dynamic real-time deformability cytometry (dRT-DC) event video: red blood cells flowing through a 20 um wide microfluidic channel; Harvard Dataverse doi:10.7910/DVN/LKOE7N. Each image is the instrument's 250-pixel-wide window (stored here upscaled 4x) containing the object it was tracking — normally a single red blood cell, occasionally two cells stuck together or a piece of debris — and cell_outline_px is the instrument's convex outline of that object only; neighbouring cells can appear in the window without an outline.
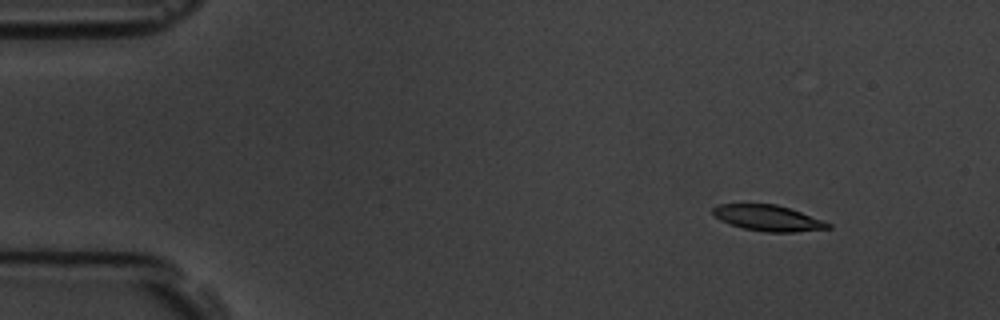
{"species": "common noctule bat (a hibernating species)", "species_latin": "Nyctalus noctula", "temperature_condition": "room temperature", "stored_images_in_passage": 5, "camera_frame_rate_fps": 3000, "um_per_image_px": 0.085, "animal": {"sex": "male", "body_mass_g": 19.5, "forearm_length_mm": 54.6}, "frame": {"image": 1, "passage_image": 2, "time_ms": 1.333, "image_size_px": [1000, 320], "cell_outline_px": [[832, 228], [796, 232], [764, 232], [744, 228], [720, 220], [712, 212], [712, 208], [720, 204], [776, 204], [824, 220], [832, 224]], "centroid_in_image_um": [65.32, 18.54], "position_along_channel_um": 19.7, "area_um2": 17.22}}
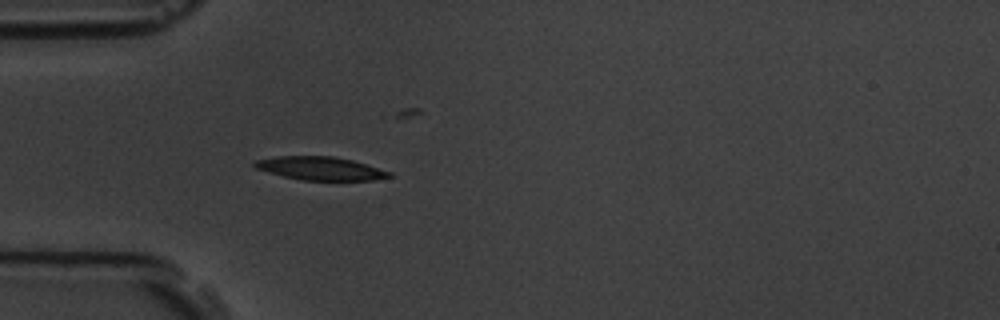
{"frame": {"image": 2, "passage_image": 5, "time_ms": 4.667, "image_size_px": [1000, 320], "cell_outline_px": [[392, 176], [372, 180], [300, 180], [268, 172], [256, 168], [252, 164], [256, 160], [276, 156], [332, 156], [352, 160], [392, 172]], "centroid_in_image_um": [27.22, 14.31], "position_along_channel_um": 57.8, "area_um2": 18.15}}